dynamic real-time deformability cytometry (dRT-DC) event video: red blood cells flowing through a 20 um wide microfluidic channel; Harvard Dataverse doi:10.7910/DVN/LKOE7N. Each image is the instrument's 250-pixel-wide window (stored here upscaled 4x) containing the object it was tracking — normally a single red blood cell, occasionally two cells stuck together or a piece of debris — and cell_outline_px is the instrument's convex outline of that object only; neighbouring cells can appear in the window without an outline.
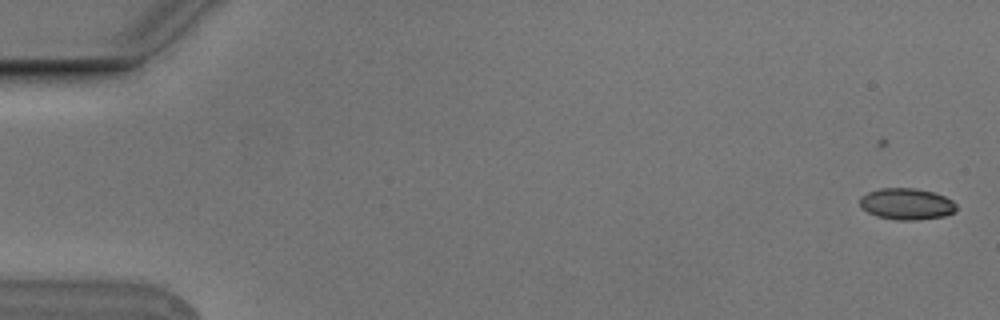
{"species": "Egyptian fruit bat (a non-hibernating species)", "species_latin": "Rousettus aegyptiacus", "temperature_condition": "cold", "stored_images_in_passage": 9, "camera_frame_rate_fps": 3000, "um_per_image_px": 0.085, "animal": {"sex": "male"}, "frame": {"image": 1, "passage_image": 2, "time_ms": 0.333, "image_size_px": [1000, 320], "cell_outline_px": [[956, 212], [944, 216], [916, 220], [896, 220], [876, 216], [868, 212], [860, 204], [860, 196], [868, 192], [880, 188], [916, 188], [932, 192], [944, 196], [952, 200], [956, 204]], "centroid_in_image_um": [77.07, 17.33], "position_along_channel_um": 7.9, "area_um2": 17.69}}
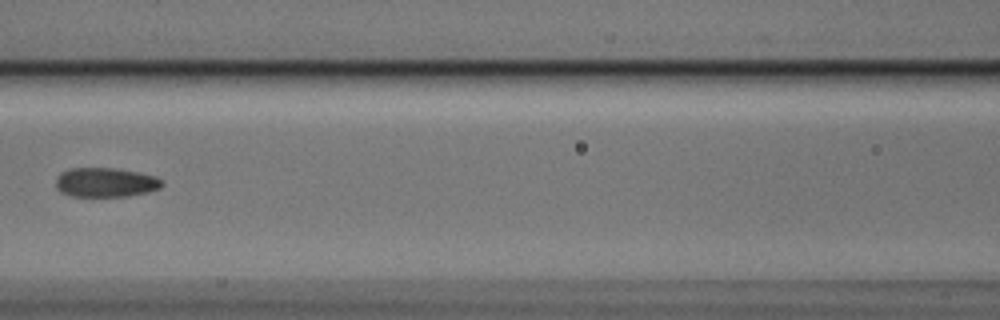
{"frame": {"image": 2, "passage_image": 9, "time_ms": 2.667, "image_size_px": [1000, 320], "cell_outline_px": [[164, 184], [160, 188], [148, 192], [128, 196], [72, 196], [60, 192], [56, 188], [56, 176], [60, 172], [72, 168], [112, 168], [136, 172], [156, 176]], "centroid_in_image_um": [8.94, 15.5], "position_along_channel_um": 157.7, "area_um2": 18.15}}